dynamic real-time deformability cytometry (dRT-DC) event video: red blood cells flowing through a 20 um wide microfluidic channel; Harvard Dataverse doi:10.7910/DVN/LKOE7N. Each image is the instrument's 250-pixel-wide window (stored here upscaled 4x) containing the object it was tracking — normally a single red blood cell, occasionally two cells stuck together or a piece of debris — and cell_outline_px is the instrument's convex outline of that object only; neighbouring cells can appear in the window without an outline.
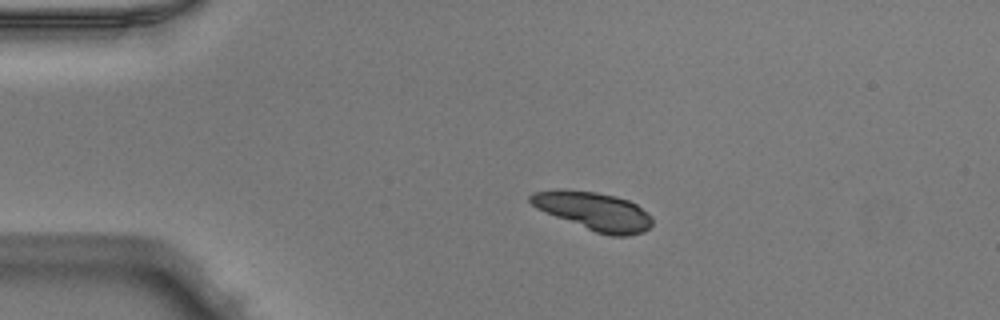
{"species": "Egyptian fruit bat (a non-hibernating species)", "species_latin": "Rousettus aegyptiacus", "temperature_condition": "warm", "stored_images_in_passage": 41, "camera_frame_rate_fps": 3000, "um_per_image_px": 0.085, "animal": {"sex": "male"}, "frame": {"image": 1, "passage_image": 1, "time_ms": 0.0, "image_size_px": [1000, 320], "cell_outline_px": [[652, 224], [644, 232], [628, 236], [612, 236], [596, 232], [536, 208], [528, 200], [528, 196], [532, 192], [564, 188], [596, 192], [616, 196], [628, 200], [636, 204], [652, 216]], "centroid_in_image_um": [50.47, 17.93], "position_along_channel_um": 34.5, "area_um2": 27.11}}
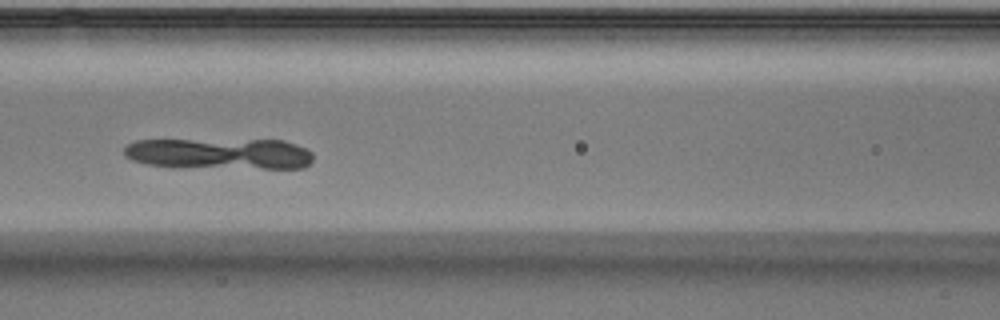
{"frame": {"image": 2, "passage_image": 13, "time_ms": 4.0, "image_size_px": [1000, 320], "cell_outline_px": [[312, 160], [304, 168], [176, 168], [148, 164], [132, 160], [124, 156], [124, 148], [128, 144], [136, 140], [284, 140], [296, 144], [312, 152]], "centroid_in_image_um": [18.63, 13.08], "position_along_channel_um": 148.0, "area_um2": 34.74}}
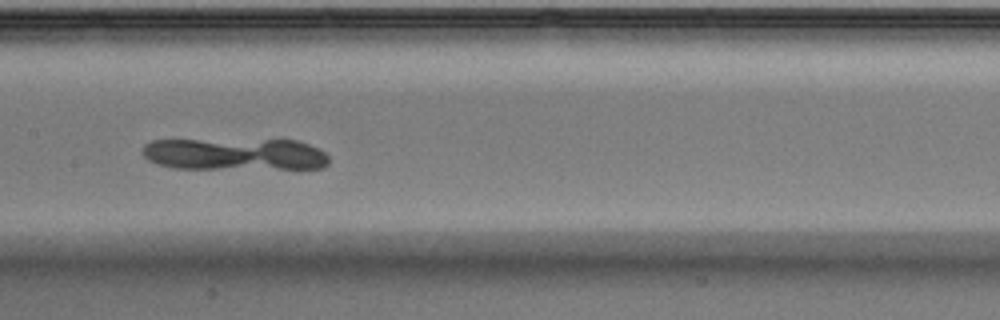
{"frame": {"image": 3, "passage_image": 16, "time_ms": 5.0, "image_size_px": [1000, 320], "cell_outline_px": [[328, 164], [324, 168], [172, 168], [156, 164], [148, 160], [140, 152], [144, 144], [152, 140], [296, 140], [308, 144], [324, 152], [328, 156]], "centroid_in_image_um": [19.91, 13.1], "position_along_channel_um": 187.5, "area_um2": 34.85}}